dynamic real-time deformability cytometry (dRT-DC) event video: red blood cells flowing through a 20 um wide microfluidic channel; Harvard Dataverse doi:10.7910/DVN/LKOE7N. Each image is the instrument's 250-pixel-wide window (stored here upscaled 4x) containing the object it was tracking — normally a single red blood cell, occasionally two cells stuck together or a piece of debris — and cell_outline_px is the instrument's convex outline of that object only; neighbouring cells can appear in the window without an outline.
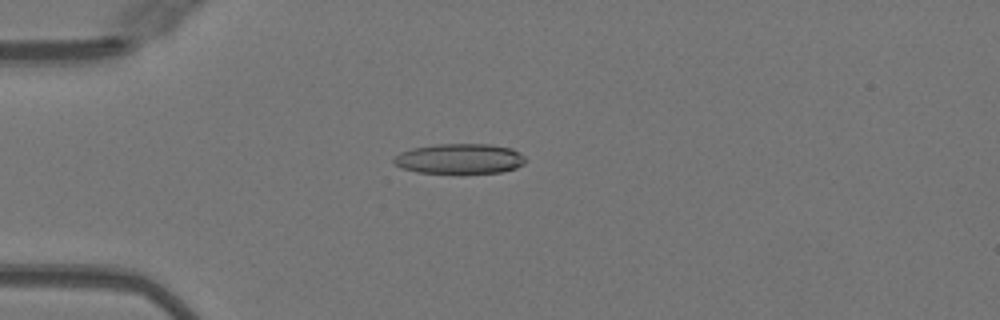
{"species": "Egyptian fruit bat (a non-hibernating species)", "species_latin": "Rousettus aegyptiacus", "temperature_condition": "warm", "stored_images_in_passage": 50, "camera_frame_rate_fps": 3000, "um_per_image_px": 0.085, "animal": {"sex": "female"}, "frame": {"image": 1, "passage_image": 14, "time_ms": 4.333, "image_size_px": [1000, 320], "cell_outline_px": [[528, 160], [524, 164], [516, 168], [500, 172], [460, 176], [416, 172], [400, 168], [392, 160], [400, 152], [412, 148], [436, 144], [492, 144], [512, 148], [524, 156]], "centroid_in_image_um": [39.08, 13.54], "position_along_channel_um": 45.9, "area_um2": 24.22}}
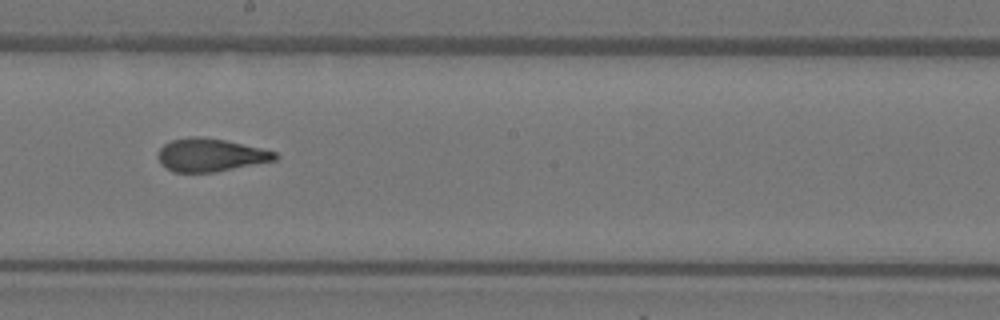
{"frame": {"image": 2, "passage_image": 29, "time_ms": 9.333, "image_size_px": [1000, 320], "cell_outline_px": [[280, 156], [276, 160], [216, 172], [172, 172], [160, 164], [160, 148], [164, 144], [172, 140], [192, 136], [200, 136], [224, 140], [260, 148], [276, 152]], "centroid_in_image_um": [17.9, 13.18], "position_along_channel_um": 230.3, "area_um2": 22.37}}
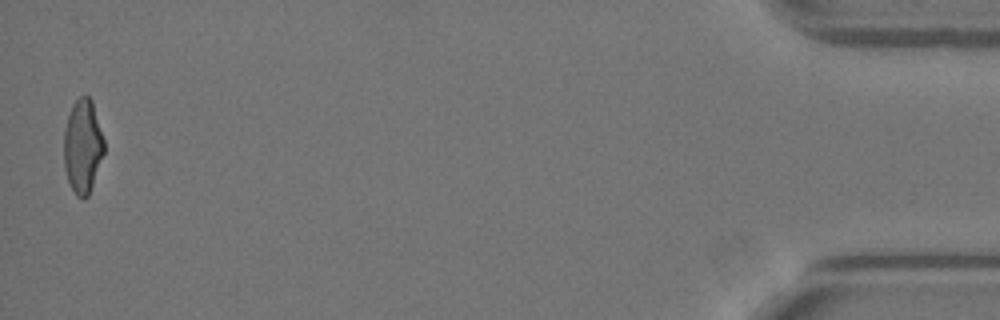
{"frame": {"image": 3, "passage_image": 50, "time_ms": 16.333, "image_size_px": [1000, 320], "cell_outline_px": [[104, 152], [88, 196], [84, 200], [80, 200], [76, 196], [68, 180], [64, 168], [64, 128], [72, 104], [80, 96], [88, 96], [92, 100], [104, 140]], "centroid_in_image_um": [7.02, 12.44], "position_along_channel_um": 428.2, "area_um2": 21.96}, "authors_computed_cell_mechanics": {"area_um2": 23.1778, "velocity_mm_per_s": 4.0865, "shape_relaxation_time_tau1_ms": 7.7995, "shape_relaxation_time_tau2_ms": 1.4598, "deformation_change_tau1": 0.2483, "deformation_change_tau2": 0.0905}}